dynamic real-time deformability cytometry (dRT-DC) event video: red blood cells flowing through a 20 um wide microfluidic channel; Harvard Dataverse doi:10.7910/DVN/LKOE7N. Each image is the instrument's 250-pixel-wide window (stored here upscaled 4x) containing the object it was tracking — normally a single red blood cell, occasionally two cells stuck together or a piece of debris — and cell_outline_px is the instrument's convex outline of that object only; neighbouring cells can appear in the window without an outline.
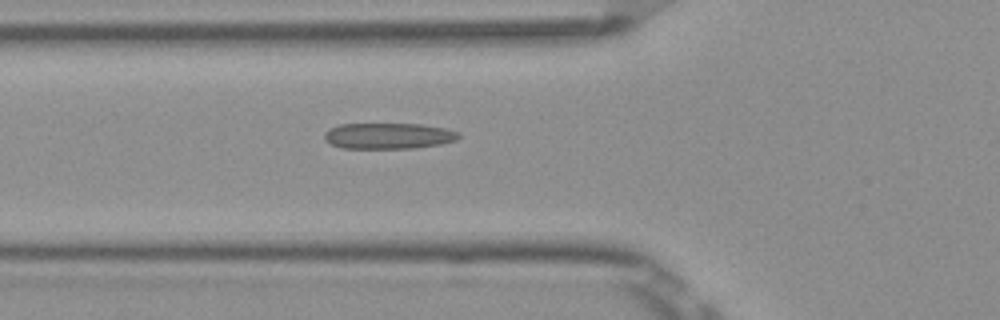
{"species": "Egyptian fruit bat (a non-hibernating species)", "species_latin": "Rousettus aegyptiacus", "temperature_condition": "room temperature", "stored_images_in_passage": 5, "camera_frame_rate_fps": 3000, "um_per_image_px": 0.085, "frame": {"image": 1, "passage_image": 5, "time_ms": 1.333, "image_size_px": [1000, 320], "cell_outline_px": [[460, 136], [456, 140], [440, 144], [412, 148], [340, 148], [324, 140], [324, 132], [328, 128], [340, 124], [420, 124], [444, 128], [460, 132]], "centroid_in_image_um": [32.98, 11.55], "position_along_channel_um": 92.8, "area_um2": 20.35}}